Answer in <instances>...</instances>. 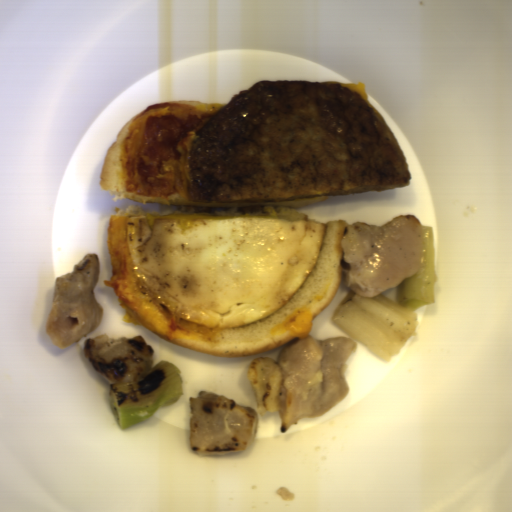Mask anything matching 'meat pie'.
<instances>
[{"instance_id": "1", "label": "meat pie", "mask_w": 512, "mask_h": 512, "mask_svg": "<svg viewBox=\"0 0 512 512\" xmlns=\"http://www.w3.org/2000/svg\"><path fill=\"white\" fill-rule=\"evenodd\" d=\"M201 200L263 203L404 187L380 111L339 81L254 82L203 122L186 164Z\"/></svg>"}]
</instances>
